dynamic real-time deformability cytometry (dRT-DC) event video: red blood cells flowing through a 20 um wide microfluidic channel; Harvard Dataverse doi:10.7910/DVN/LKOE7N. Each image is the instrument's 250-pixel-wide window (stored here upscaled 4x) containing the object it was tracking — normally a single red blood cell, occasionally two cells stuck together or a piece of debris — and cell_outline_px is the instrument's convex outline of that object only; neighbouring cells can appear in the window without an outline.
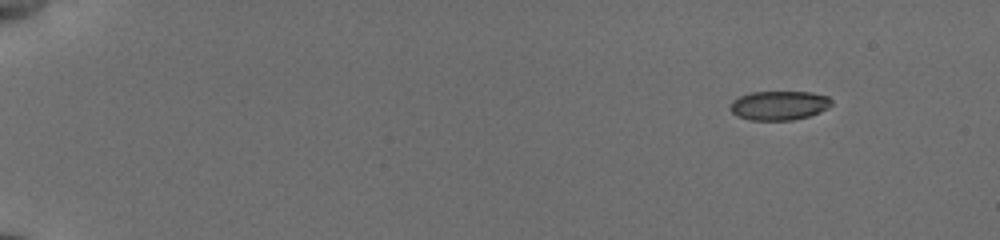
{"species": "common noctule bat (a hibernating species)", "species_latin": "Nyctalus noctula", "temperature_condition": "cold", "stored_images_in_passage": 51, "camera_frame_rate_fps": 3000, "um_per_image_px": 0.085, "animal": {"sex": "female", "body_mass_g": 19.5, "forearm_length_mm": 54.1}, "frame": {"image": 1, "passage_image": 1, "time_ms": 0.0, "image_size_px": [1000, 240], "cell_outline_px": [[832, 104], [828, 108], [820, 112], [808, 116], [792, 120], [748, 120], [736, 116], [728, 108], [732, 100], [740, 96], [752, 92], [812, 92], [828, 96], [832, 100]], "centroid_in_image_um": [66.21, 8.96], "position_along_channel_um": 18.8, "area_um2": 17.4}}
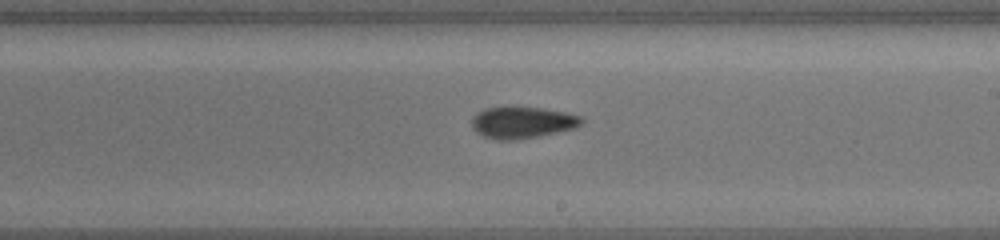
{"frame": {"image": 2, "passage_image": 30, "time_ms": 9.667, "image_size_px": [1000, 240], "cell_outline_px": [[584, 120], [576, 128], [516, 140], [496, 140], [484, 136], [476, 132], [472, 128], [472, 116], [476, 112], [484, 108], [508, 104], [544, 108], [584, 116]], "centroid_in_image_um": [44.35, 10.36], "position_along_channel_um": 244.6, "area_um2": 20.98}}
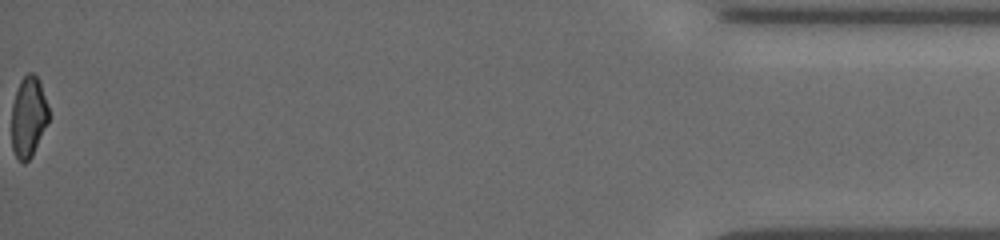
{"frame": {"image": 3, "passage_image": 51, "time_ms": 16.667, "image_size_px": [1000, 240], "cell_outline_px": [[48, 124], [32, 156], [24, 164], [16, 156], [12, 148], [12, 104], [20, 80], [28, 72], [32, 72], [40, 80], [48, 104]], "centroid_in_image_um": [2.43, 9.92], "position_along_channel_um": 432.8, "area_um2": 17.57}, "authors_computed_cell_mechanics": {"area_um2": 19.4208, "velocity_mm_per_s": 3.8415, "shape_relaxation_time_tau1_ms": 6.2574, "shape_relaxation_time_tau2_ms": 4.5445, "deformation_change_tau1": 0.151, "deformation_change_tau2": 0.084}}